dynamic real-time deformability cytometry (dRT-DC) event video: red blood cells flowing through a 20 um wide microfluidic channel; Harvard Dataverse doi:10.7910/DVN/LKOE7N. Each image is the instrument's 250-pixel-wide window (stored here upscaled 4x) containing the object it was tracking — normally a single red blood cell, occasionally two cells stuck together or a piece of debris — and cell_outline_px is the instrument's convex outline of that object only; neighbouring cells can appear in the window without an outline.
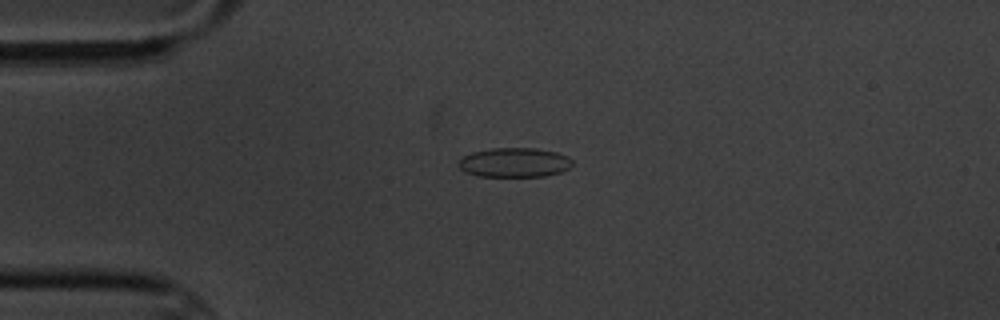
{"species": "common noctule bat (a hibernating species)", "species_latin": "Nyctalus noctula", "temperature_condition": "cold", "stored_images_in_passage": 4, "camera_frame_rate_fps": 3000, "um_per_image_px": 0.085, "animal": {"sex": "male", "body_mass_g": 20.1, "forearm_length_mm": 53.5}, "frame": {"image": 1, "passage_image": 3, "time_ms": 2.333, "image_size_px": [1000, 320], "cell_outline_px": [[572, 164], [568, 168], [560, 172], [544, 176], [480, 176], [464, 172], [456, 164], [464, 156], [472, 152], [492, 148], [536, 148], [556, 152], [568, 156], [572, 160]], "centroid_in_image_um": [43.71, 13.81], "position_along_channel_um": 41.3, "area_um2": 19.48}}